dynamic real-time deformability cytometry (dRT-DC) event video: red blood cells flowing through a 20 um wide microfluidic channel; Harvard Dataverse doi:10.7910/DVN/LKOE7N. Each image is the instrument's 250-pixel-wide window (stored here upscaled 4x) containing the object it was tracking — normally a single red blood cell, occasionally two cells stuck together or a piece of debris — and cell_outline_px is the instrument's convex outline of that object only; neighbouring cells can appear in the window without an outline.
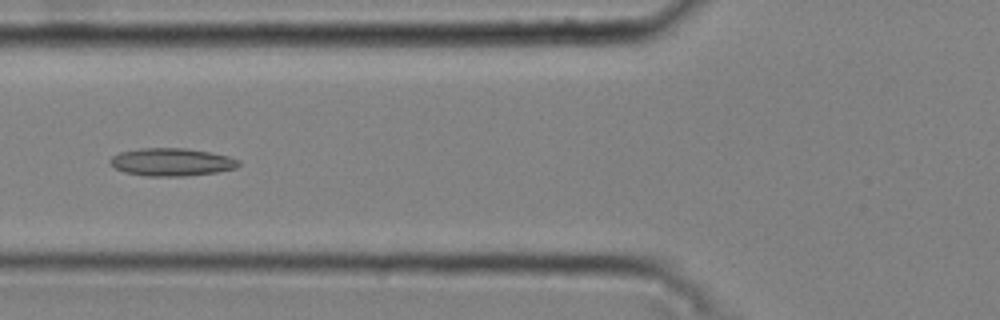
{"species": "common noctule bat (a hibernating species)", "species_latin": "Nyctalus noctula", "temperature_condition": "cold", "stored_images_in_passage": 51, "camera_frame_rate_fps": 3000, "um_per_image_px": 0.085, "animal": {"sex": "male", "body_mass_g": 20.4}, "frame": {"image": 1, "passage_image": 20, "time_ms": 6.333, "image_size_px": [1000, 320], "cell_outline_px": [[240, 164], [236, 168], [216, 172], [184, 176], [148, 176], [124, 172], [108, 164], [108, 160], [112, 156], [120, 152], [140, 148], [184, 148], [212, 152], [228, 156], [240, 160]], "centroid_in_image_um": [14.57, 13.77], "position_along_channel_um": 111.2, "area_um2": 20.92}}
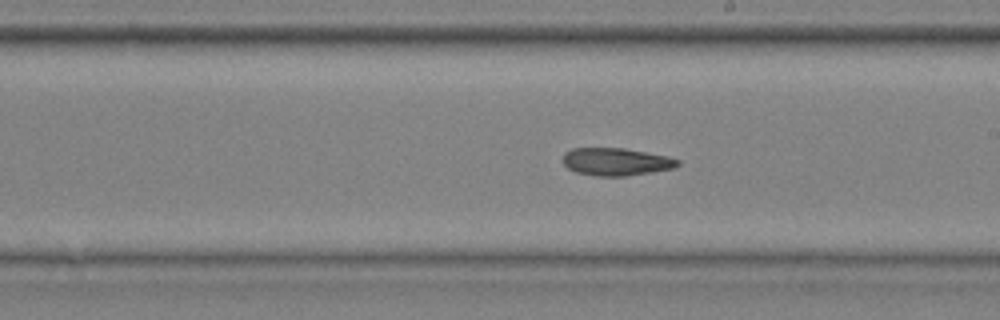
{"frame": {"image": 2, "passage_image": 30, "time_ms": 9.667, "image_size_px": [1000, 320], "cell_outline_px": [[680, 164], [676, 168], [652, 172], [624, 176], [596, 176], [576, 172], [568, 168], [564, 164], [564, 152], [572, 148], [624, 148], [668, 156], [680, 160]], "centroid_in_image_um": [52.4, 13.75], "position_along_channel_um": 236.6, "area_um2": 18.55}}
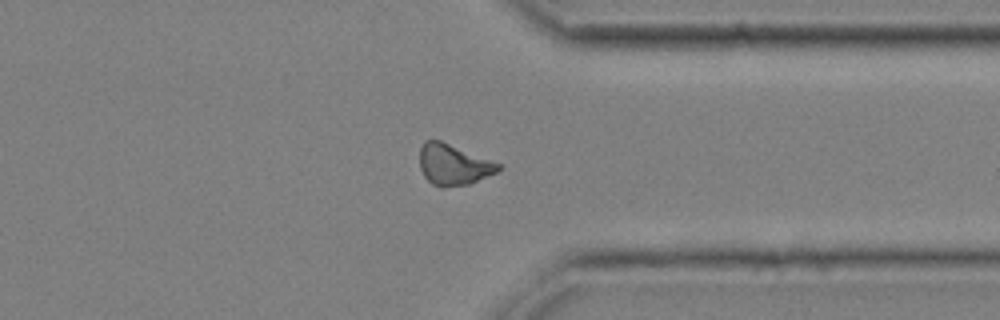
{"frame": {"image": 3, "passage_image": 41, "time_ms": 13.333, "image_size_px": [1000, 320], "cell_outline_px": [[500, 168], [496, 172], [468, 184], [444, 188], [440, 188], [432, 184], [424, 176], [420, 168], [420, 148], [424, 140], [440, 140], [500, 164]], "centroid_in_image_um": [38.48, 14.0], "position_along_channel_um": 372.9, "area_um2": 18.5}}